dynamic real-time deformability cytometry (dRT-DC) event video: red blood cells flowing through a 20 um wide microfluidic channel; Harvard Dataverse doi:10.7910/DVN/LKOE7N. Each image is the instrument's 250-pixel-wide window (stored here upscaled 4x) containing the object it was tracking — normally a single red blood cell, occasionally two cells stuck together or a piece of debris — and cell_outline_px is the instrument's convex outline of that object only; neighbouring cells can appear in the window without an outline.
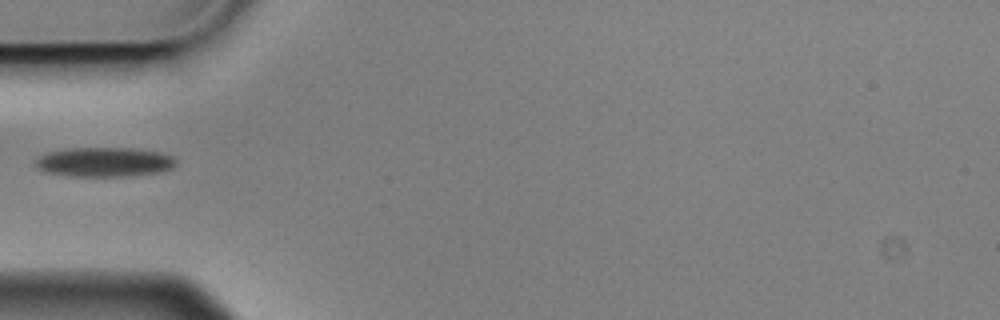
{"species": "Egyptian fruit bat (a non-hibernating species)", "species_latin": "Rousettus aegyptiacus", "temperature_condition": "cold", "stored_images_in_passage": 4, "camera_frame_rate_fps": 3000, "um_per_image_px": 0.085, "animal": {"sex": "male"}, "frame": {"image": 1, "passage_image": 1, "time_ms": 0.0, "image_size_px": [1000, 320], "cell_outline_px": [[176, 164], [172, 168], [160, 172], [128, 176], [68, 176], [48, 172], [36, 168], [36, 160], [40, 156], [48, 152], [72, 148], [132, 148], [160, 152], [172, 156], [176, 160]], "centroid_in_image_um": [8.89, 13.77], "position_along_channel_um": 76.1, "area_um2": 24.04}}
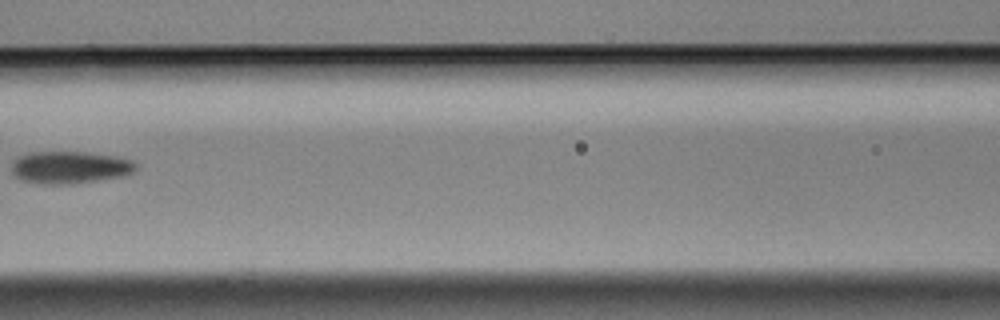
{"frame": {"image": 2, "passage_image": 3, "time_ms": 0.667, "image_size_px": [1000, 320], "cell_outline_px": [[136, 168], [132, 172], [124, 176], [68, 184], [40, 184], [20, 180], [12, 176], [12, 160], [28, 152], [84, 152], [116, 156], [132, 160], [136, 164]], "centroid_in_image_um": [5.88, 14.23], "position_along_channel_um": 160.7, "area_um2": 23.52}}
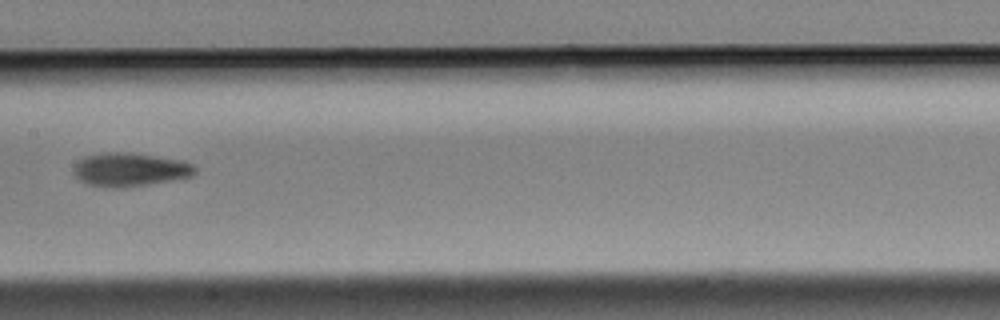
{"frame": {"image": 3, "passage_image": 4, "time_ms": 1.0, "image_size_px": [1000, 320], "cell_outline_px": [[196, 172], [192, 176], [172, 180], [144, 184], [88, 184], [80, 180], [72, 172], [72, 168], [84, 156], [100, 152], [132, 152], [184, 160], [192, 164], [196, 168]], "centroid_in_image_um": [11.08, 14.34], "position_along_channel_um": 196.3, "area_um2": 22.95}}